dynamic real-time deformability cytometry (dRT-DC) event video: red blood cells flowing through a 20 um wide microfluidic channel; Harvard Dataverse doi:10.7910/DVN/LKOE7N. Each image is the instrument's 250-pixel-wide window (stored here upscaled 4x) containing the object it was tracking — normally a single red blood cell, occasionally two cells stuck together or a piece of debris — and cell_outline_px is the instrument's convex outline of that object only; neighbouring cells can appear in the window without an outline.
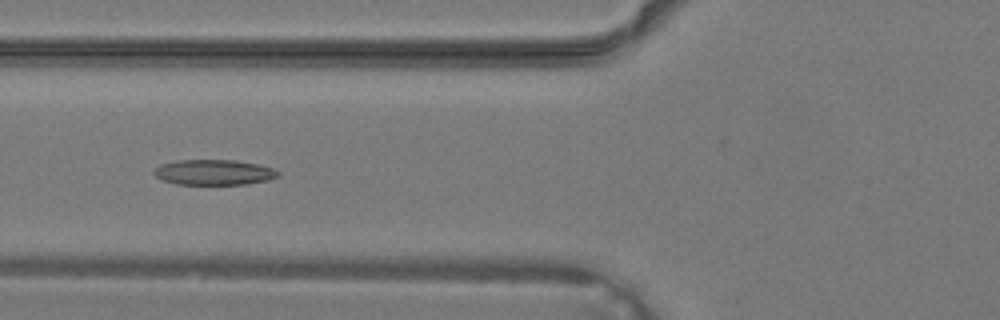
{"species": "common noctule bat (a hibernating species)", "species_latin": "Nyctalus noctula", "temperature_condition": "warm", "stored_images_in_passage": 38, "camera_frame_rate_fps": 3000, "um_per_image_px": 0.085, "animal": {"sex": "male", "body_mass_g": 19.2, "forearm_length_mm": 51.8}, "frame": {"image": 1, "passage_image": 15, "time_ms": 4.667, "image_size_px": [1000, 320], "cell_outline_px": [[280, 176], [268, 180], [248, 184], [176, 184], [164, 180], [156, 176], [152, 172], [160, 164], [176, 160], [236, 160], [256, 164], [272, 168], [280, 172]], "centroid_in_image_um": [18.19, 14.64], "position_along_channel_um": 107.6, "area_um2": 18.32}}
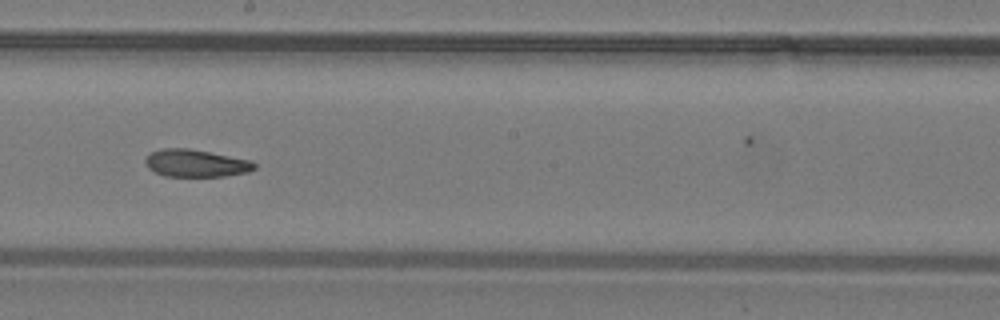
{"frame": {"image": 2, "passage_image": 22, "time_ms": 7.0, "image_size_px": [1000, 320], "cell_outline_px": [[256, 168], [248, 172], [224, 176], [164, 176], [148, 168], [144, 160], [152, 152], [160, 148], [188, 148], [252, 160], [256, 164]], "centroid_in_image_um": [16.66, 13.87], "position_along_channel_um": 231.5, "area_um2": 17.4}}
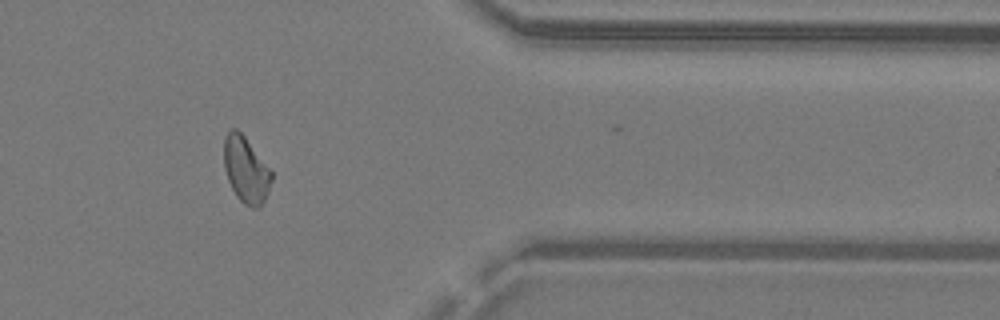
{"frame": {"image": 3, "passage_image": 32, "time_ms": 10.333, "image_size_px": [1000, 320], "cell_outline_px": [[272, 180], [268, 192], [264, 200], [256, 208], [252, 208], [244, 204], [236, 196], [228, 180], [224, 168], [224, 136], [232, 128], [236, 128], [244, 136], [272, 172]], "centroid_in_image_um": [20.88, 14.43], "position_along_channel_um": 390.5, "area_um2": 18.09}}